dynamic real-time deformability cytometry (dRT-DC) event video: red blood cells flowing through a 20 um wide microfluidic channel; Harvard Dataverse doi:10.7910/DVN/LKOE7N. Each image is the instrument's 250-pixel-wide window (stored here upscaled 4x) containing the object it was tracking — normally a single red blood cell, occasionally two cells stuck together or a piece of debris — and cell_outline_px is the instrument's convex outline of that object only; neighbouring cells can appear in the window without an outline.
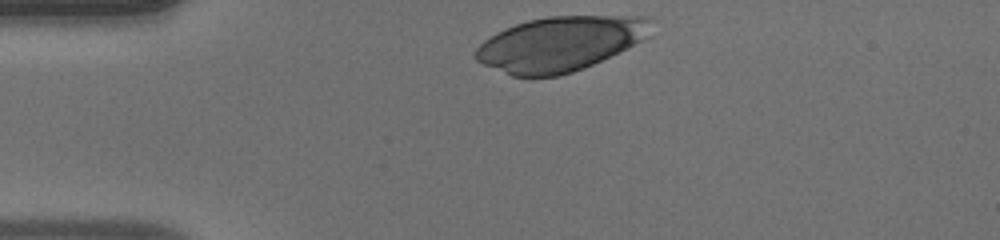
{"species": "human", "species_latin": "Homo sapiens", "temperature_condition": "warm", "stored_images_in_passage": 30, "camera_frame_rate_fps": 3000, "um_per_image_px": 0.085, "donor": {"sex": "male"}, "frame": {"image": 1, "passage_image": 1, "time_ms": 0.0, "image_size_px": [1000, 240], "cell_outline_px": [[652, 20], [648, 36], [584, 68], [560, 76], [512, 76], [484, 64], [476, 60], [472, 56], [476, 48], [484, 40], [496, 32], [504, 28], [528, 20], [548, 16], [648, 16]], "centroid_in_image_um": [47.55, 3.71], "position_along_channel_um": 37.5, "area_um2": 55.37}}
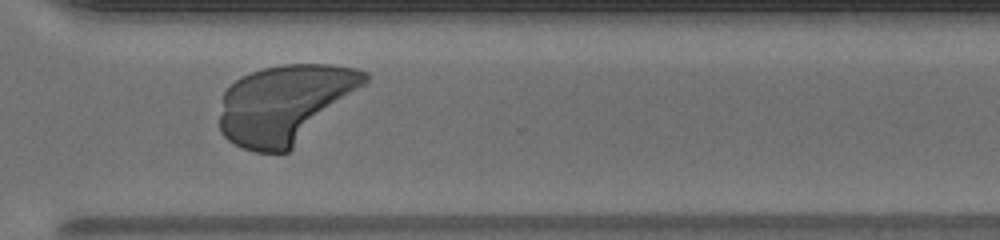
{"frame": {"image": 2, "passage_image": 27, "time_ms": 8.667, "image_size_px": [1000, 240], "cell_outline_px": [[368, 80], [364, 84], [288, 152], [256, 152], [244, 148], [228, 140], [220, 132], [220, 116], [224, 92], [236, 80], [252, 72], [264, 68], [284, 64], [332, 64], [356, 68], [368, 72]], "centroid_in_image_um": [24.2, 8.81], "position_along_channel_um": 346.4, "area_um2": 65.26}}